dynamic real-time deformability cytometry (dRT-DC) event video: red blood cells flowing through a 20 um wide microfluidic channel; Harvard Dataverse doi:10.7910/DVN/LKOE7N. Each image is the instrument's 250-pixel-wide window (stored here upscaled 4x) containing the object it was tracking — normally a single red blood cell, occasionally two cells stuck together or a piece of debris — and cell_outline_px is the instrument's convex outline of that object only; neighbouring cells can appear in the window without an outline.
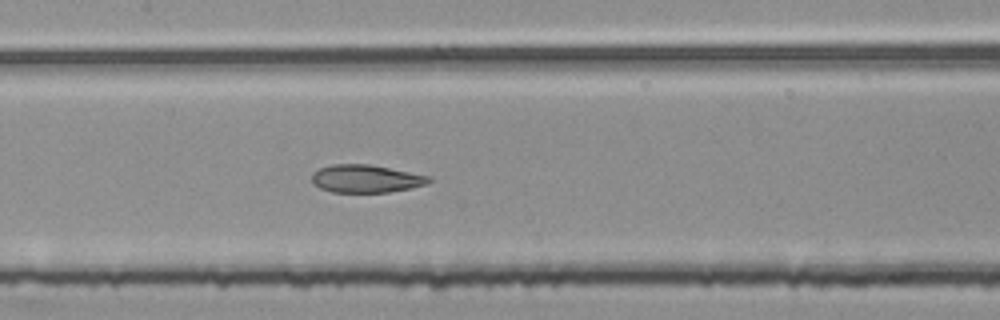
{"species": "common noctule bat (a hibernating species)", "species_latin": "Nyctalus noctula", "temperature_condition": "room temperature", "stored_images_in_passage": 51, "segment_of_instrument_passage": [2, 2], "camera_frame_rate_fps": 3000, "um_per_image_px": 0.085, "animal": {"sex": "female", "body_mass_g": 25.1}, "frame": {"image": 1, "passage_image": 23, "time_ms": 7.333, "image_size_px": [1000, 320], "cell_outline_px": [[432, 180], [428, 184], [412, 188], [388, 192], [332, 192], [320, 188], [312, 184], [312, 172], [320, 168], [332, 164], [368, 164], [432, 176]], "centroid_in_image_um": [31.12, 15.19], "position_along_channel_um": 176.3, "area_um2": 19.13}}
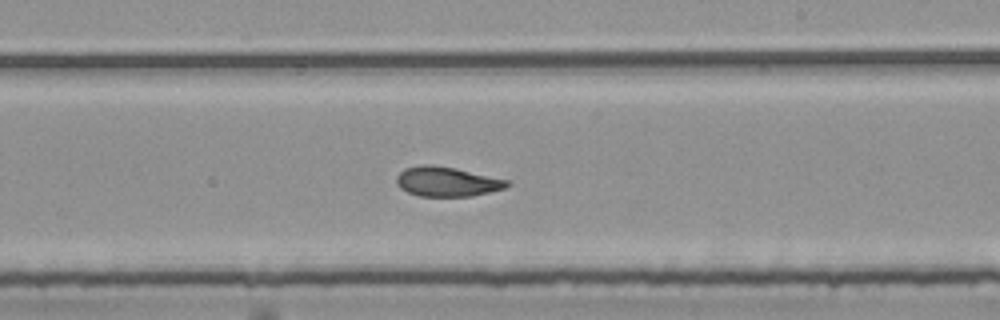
{"frame": {"image": 2, "passage_image": 29, "time_ms": 9.333, "image_size_px": [1000, 320], "cell_outline_px": [[512, 184], [504, 188], [472, 196], [420, 196], [408, 192], [400, 188], [396, 184], [396, 176], [404, 168], [420, 164], [432, 164], [456, 168], [508, 180]], "centroid_in_image_um": [37.96, 15.42], "position_along_channel_um": 251.0, "area_um2": 19.19}}
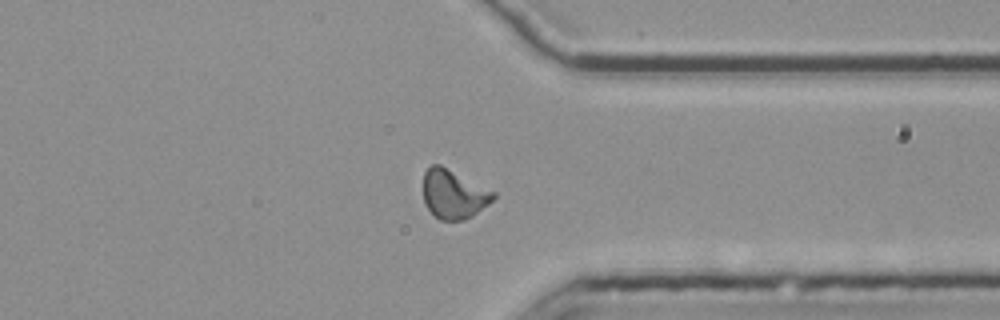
{"frame": {"image": 3, "passage_image": 39, "time_ms": 12.667, "image_size_px": [1000, 320], "cell_outline_px": [[496, 196], [488, 204], [472, 216], [464, 220], [440, 220], [424, 204], [424, 172], [432, 164], [440, 164], [496, 192]], "centroid_in_image_um": [38.56, 16.5], "position_along_channel_um": 372.8, "area_um2": 19.88}}